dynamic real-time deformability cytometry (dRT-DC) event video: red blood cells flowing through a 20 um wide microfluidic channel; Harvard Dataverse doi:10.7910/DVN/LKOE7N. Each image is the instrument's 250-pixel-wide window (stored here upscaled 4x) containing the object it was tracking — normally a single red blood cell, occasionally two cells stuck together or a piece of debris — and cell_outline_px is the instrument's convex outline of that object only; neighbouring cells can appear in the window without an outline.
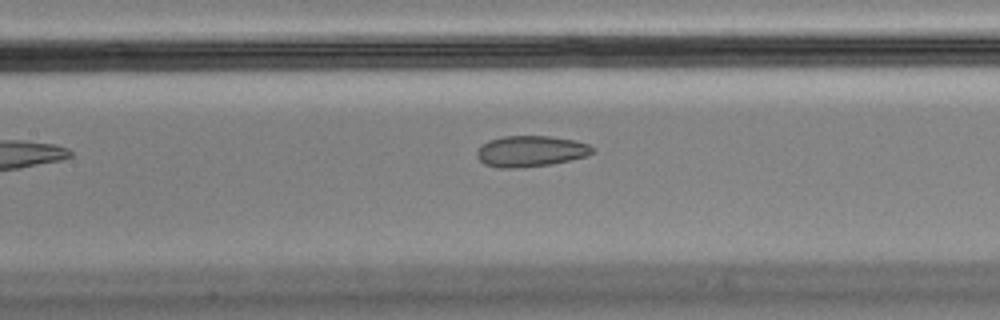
{"species": "Egyptian fruit bat (a non-hibernating species)", "species_latin": "Rousettus aegyptiacus", "temperature_condition": "cold", "stored_images_in_passage": 7, "camera_frame_rate_fps": 3000, "um_per_image_px": 0.085, "animal": {"sex": "male"}, "frame": {"image": 1, "passage_image": 7, "time_ms": 2.0, "image_size_px": [1000, 320], "cell_outline_px": [[596, 148], [588, 156], [548, 164], [512, 168], [500, 168], [484, 164], [476, 156], [476, 152], [480, 144], [488, 140], [504, 136], [548, 136], [576, 140], [588, 144]], "centroid_in_image_um": [45.08, 12.84], "position_along_channel_um": 162.3, "area_um2": 20.87}}